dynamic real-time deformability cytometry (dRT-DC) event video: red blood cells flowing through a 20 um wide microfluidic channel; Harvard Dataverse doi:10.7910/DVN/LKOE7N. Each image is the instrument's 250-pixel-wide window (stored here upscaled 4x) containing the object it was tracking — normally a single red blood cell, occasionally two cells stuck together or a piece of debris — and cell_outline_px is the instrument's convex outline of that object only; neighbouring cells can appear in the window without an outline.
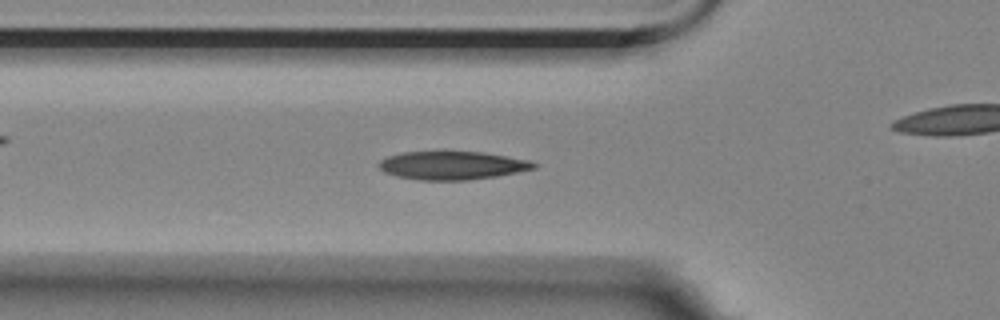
{"species": "Egyptian fruit bat (a non-hibernating species)", "species_latin": "Rousettus aegyptiacus", "temperature_condition": "room temperature", "stored_images_in_passage": 56, "camera_frame_rate_fps": 3000, "um_per_image_px": 0.085, "animal": {"sex": "female"}, "frame": {"image": 1, "passage_image": 18, "time_ms": 5.667, "image_size_px": [1000, 320], "cell_outline_px": [[536, 168], [496, 176], [468, 180], [420, 180], [396, 176], [384, 172], [380, 168], [380, 160], [388, 156], [400, 152], [484, 152], [532, 160], [536, 164]], "centroid_in_image_um": [38.46, 14.06], "position_along_channel_um": 87.3, "area_um2": 25.49}}
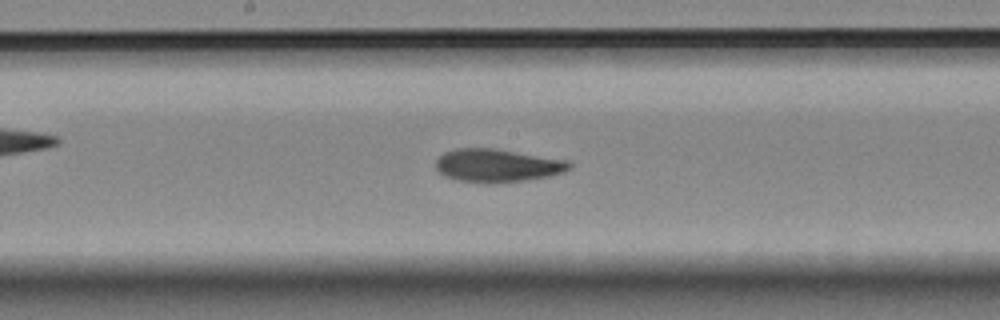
{"frame": {"image": 2, "passage_image": 28, "time_ms": 9.0, "image_size_px": [1000, 320], "cell_outline_px": [[572, 168], [564, 172], [548, 176], [496, 184], [480, 184], [456, 180], [444, 176], [436, 168], [436, 160], [444, 152], [456, 148], [492, 148], [568, 160], [572, 164]], "centroid_in_image_um": [42.25, 14.08], "position_along_channel_um": 205.9, "area_um2": 26.01}}
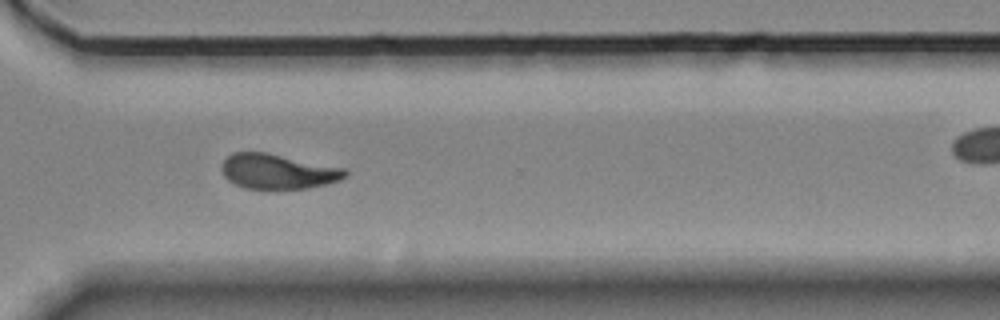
{"frame": {"image": 3, "passage_image": 40, "time_ms": 13.0, "image_size_px": [1000, 320], "cell_outline_px": [[348, 176], [340, 180], [328, 184], [308, 188], [244, 188], [228, 180], [224, 176], [220, 168], [224, 160], [232, 152], [264, 152], [348, 168]], "centroid_in_image_um": [23.66, 14.56], "position_along_channel_um": 346.9, "area_um2": 25.26}, "authors_computed_cell_mechanics": {"area_um2": 25.1719, "velocity_mm_per_s": 3.5313, "shape_relaxation_time_tau1_ms": 5.6357, "shape_relaxation_time_tau2_ms": 2.0834, "deformation_change_tau1": 0.1677, "deformation_change_tau2": 0.0798}}